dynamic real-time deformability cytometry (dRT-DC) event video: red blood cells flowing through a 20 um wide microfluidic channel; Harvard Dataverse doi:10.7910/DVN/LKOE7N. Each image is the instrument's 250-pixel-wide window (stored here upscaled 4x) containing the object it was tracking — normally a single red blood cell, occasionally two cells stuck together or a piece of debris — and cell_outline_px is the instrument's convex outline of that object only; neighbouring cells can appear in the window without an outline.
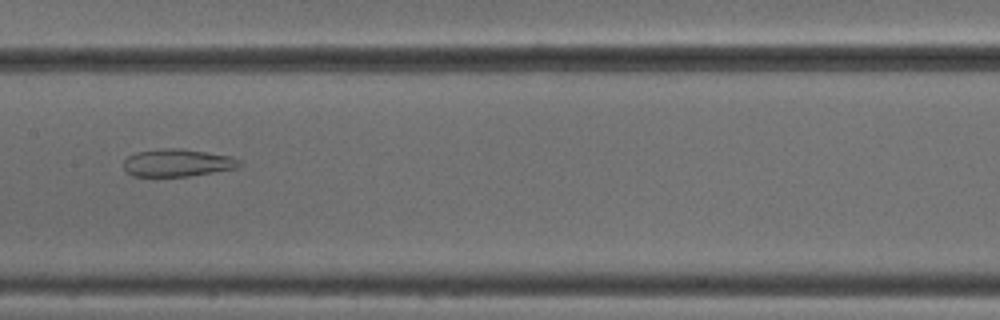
{"species": "common noctule bat (a hibernating species)", "species_latin": "Nyctalus noctula", "temperature_condition": "cold", "stored_images_in_passage": 40, "camera_frame_rate_fps": 3000, "um_per_image_px": 0.085, "animal": {"sex": "male", "body_mass_g": 18.8}, "frame": {"image": 1, "passage_image": 15, "time_ms": 4.667, "image_size_px": [1000, 320], "cell_outline_px": [[244, 164], [240, 168], [188, 176], [132, 176], [124, 168], [124, 160], [128, 156], [136, 152], [160, 148], [180, 148], [232, 156], [240, 160]], "centroid_in_image_um": [15.13, 13.83], "position_along_channel_um": 192.3, "area_um2": 18.79}}
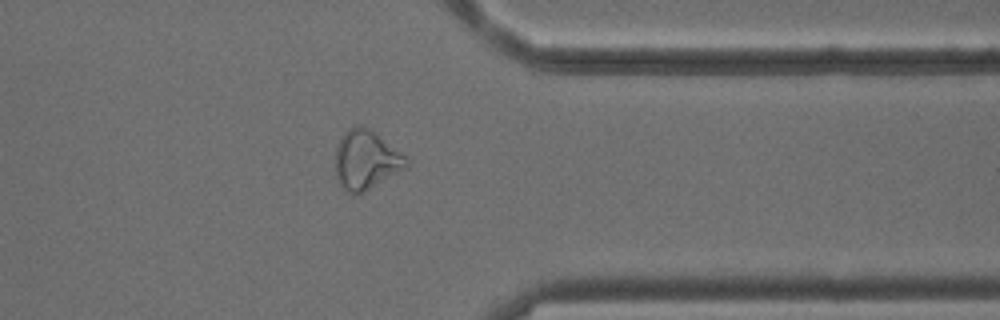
{"frame": {"image": 2, "passage_image": 30, "time_ms": 9.667, "image_size_px": [1000, 320], "cell_outline_px": [[408, 168], [364, 192], [352, 196], [344, 192], [336, 176], [336, 148], [344, 132], [348, 128], [368, 128], [400, 152], [408, 160]], "centroid_in_image_um": [31.1, 13.67], "position_along_channel_um": 380.3, "area_um2": 24.16}}
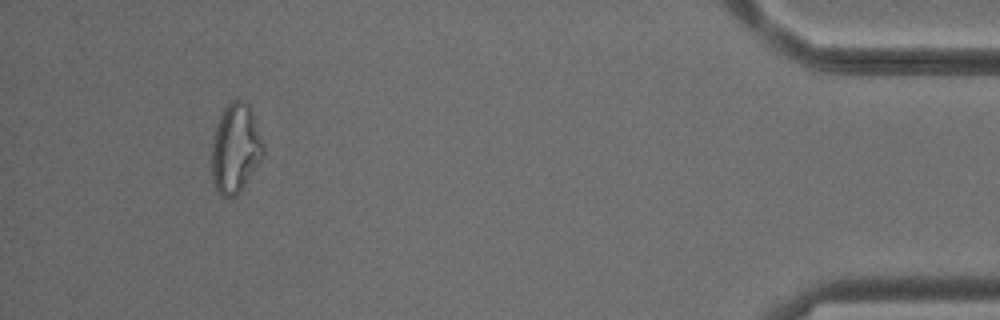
{"frame": {"image": 3, "passage_image": 37, "time_ms": 12.0, "image_size_px": [1000, 320], "cell_outline_px": [[264, 156], [240, 192], [236, 196], [220, 196], [216, 192], [212, 180], [212, 136], [216, 124], [224, 108], [236, 96], [248, 104], [252, 112], [264, 144]], "centroid_in_image_um": [20.01, 12.62], "position_along_channel_um": 415.2, "area_um2": 27.22}, "authors_computed_cell_mechanics": {"area_um2": 21.0681, "velocity_mm_per_s": 3.8898, "shape_relaxation_time_tau1_ms": null, "shape_relaxation_time_tau2_ms": 3.0562, "deformation_change_tau1": null, "deformation_change_tau2": 0.1183}}